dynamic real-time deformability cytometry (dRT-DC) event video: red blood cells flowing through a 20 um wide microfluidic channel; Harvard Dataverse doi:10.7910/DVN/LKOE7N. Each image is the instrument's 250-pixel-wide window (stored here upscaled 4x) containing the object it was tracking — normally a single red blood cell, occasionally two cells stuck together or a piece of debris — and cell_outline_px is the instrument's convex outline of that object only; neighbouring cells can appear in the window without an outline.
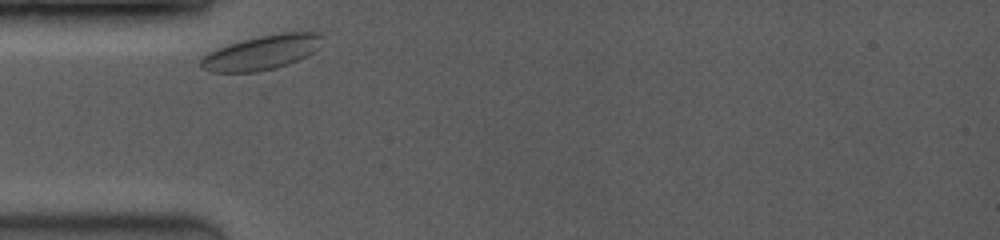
{"species": "common noctule bat (a hibernating species)", "species_latin": "Nyctalus noctula", "temperature_condition": "room temperature", "stored_images_in_passage": 41, "camera_frame_rate_fps": 3500, "um_per_image_px": 0.085, "animal": {"sex": "female", "body_mass_g": 19.0, "forearm_length_mm": 53.3}, "frame": {"image": 1, "passage_image": 1, "time_ms": 0.0, "image_size_px": [1000, 240], "cell_outline_px": [[320, 48], [288, 64], [276, 68], [256, 72], [212, 72], [200, 68], [200, 60], [208, 52], [216, 48], [244, 40], [260, 36], [280, 32], [320, 32]], "centroid_in_image_um": [22.21, 4.47], "position_along_channel_um": 62.8, "area_um2": 24.16}}
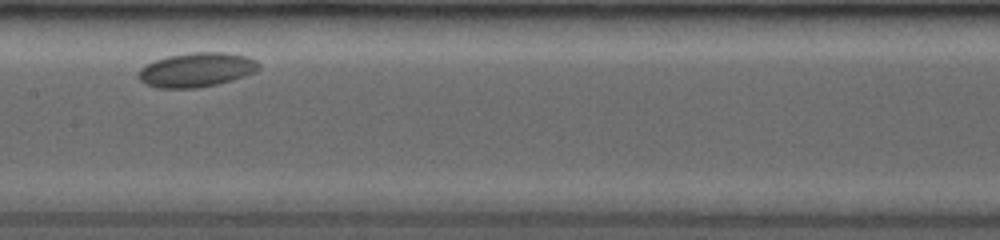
{"frame": {"image": 2, "passage_image": 17, "time_ms": 3.714, "image_size_px": [1000, 240], "cell_outline_px": [[260, 68], [256, 72], [232, 80], [216, 84], [196, 88], [156, 88], [144, 84], [136, 76], [140, 68], [156, 60], [168, 56], [192, 52], [224, 52], [244, 56], [256, 60], [260, 64]], "centroid_in_image_um": [16.69, 5.94], "position_along_channel_um": 190.7, "area_um2": 24.1}}
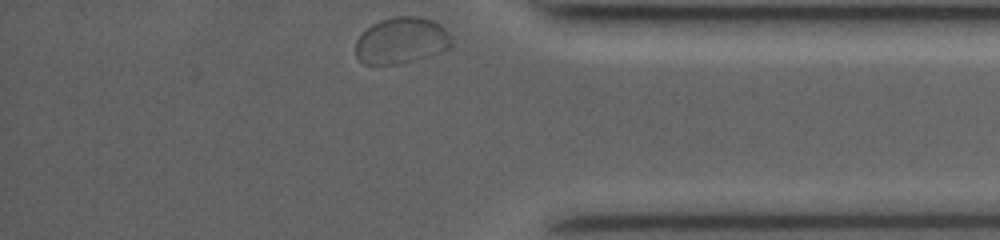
{"frame": {"image": 3, "passage_image": 41, "time_ms": 9.714, "image_size_px": [1000, 240], "cell_outline_px": [[452, 44], [448, 48], [440, 52], [428, 56], [400, 64], [364, 64], [356, 56], [356, 40], [372, 24], [380, 20], [396, 16], [416, 16], [432, 20], [440, 24], [452, 36]], "centroid_in_image_um": [34.14, 3.44], "position_along_channel_um": 401.1, "area_um2": 25.84}}